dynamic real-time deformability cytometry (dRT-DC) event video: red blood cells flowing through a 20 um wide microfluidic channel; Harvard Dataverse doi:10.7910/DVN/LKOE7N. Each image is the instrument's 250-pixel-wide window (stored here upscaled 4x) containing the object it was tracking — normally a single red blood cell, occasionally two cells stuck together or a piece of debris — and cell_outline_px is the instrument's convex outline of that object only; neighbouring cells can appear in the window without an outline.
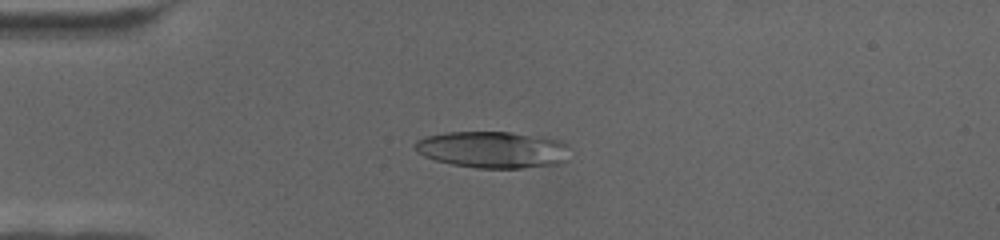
{"species": "human", "species_latin": "Homo sapiens", "temperature_condition": "cold", "stored_images_in_passage": 68, "camera_frame_rate_fps": 3000, "um_per_image_px": 0.085, "donor": {"sex": "female"}, "frame": {"image": 1, "passage_image": 18, "time_ms": 5.667, "image_size_px": [1000, 240], "cell_outline_px": [[568, 160], [564, 164], [524, 168], [476, 168], [452, 164], [436, 160], [424, 156], [416, 152], [416, 140], [428, 136], [444, 132], [508, 132], [564, 140]], "centroid_in_image_um": [41.91, 12.73], "position_along_channel_um": 43.1, "area_um2": 33.18}}
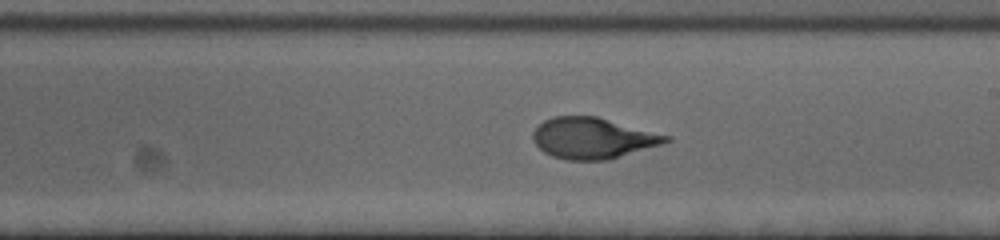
{"frame": {"image": 2, "passage_image": 40, "time_ms": 13.0, "image_size_px": [1000, 240], "cell_outline_px": [[672, 140], [660, 144], [608, 160], [568, 160], [552, 156], [544, 152], [532, 140], [532, 132], [544, 120], [552, 116], [596, 116], [672, 136]], "centroid_in_image_um": [50.37, 11.73], "position_along_channel_um": 238.6, "area_um2": 31.67}}
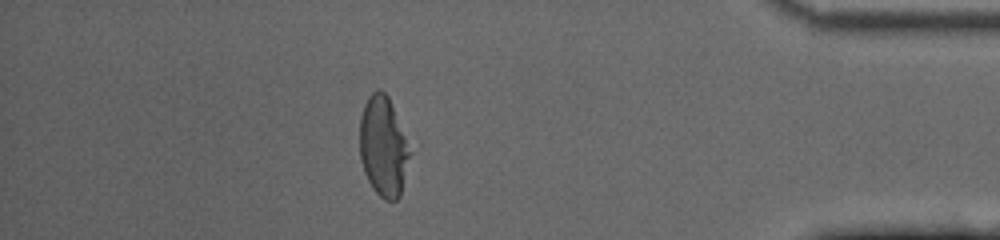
{"frame": {"image": 3, "passage_image": 60, "time_ms": 19.667, "image_size_px": [1000, 240], "cell_outline_px": [[412, 152], [400, 196], [396, 200], [384, 200], [372, 188], [364, 172], [360, 160], [360, 116], [364, 104], [368, 96], [376, 88], [380, 88], [388, 96]], "centroid_in_image_um": [32.58, 12.45], "position_along_channel_um": 402.6, "area_um2": 29.42}}